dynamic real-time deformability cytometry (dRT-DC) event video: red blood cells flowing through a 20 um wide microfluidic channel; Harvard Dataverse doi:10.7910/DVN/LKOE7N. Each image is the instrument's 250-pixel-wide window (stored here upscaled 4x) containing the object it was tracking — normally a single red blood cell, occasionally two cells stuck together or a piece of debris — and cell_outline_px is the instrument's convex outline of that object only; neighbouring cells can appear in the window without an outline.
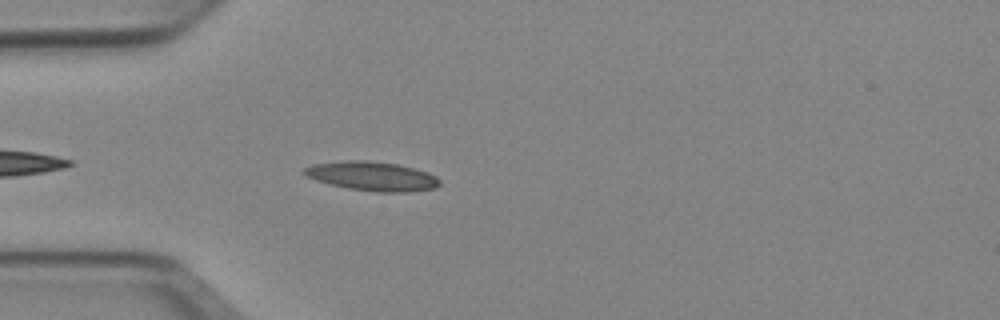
{"species": "Egyptian fruit bat (a non-hibernating species)", "species_latin": "Rousettus aegyptiacus", "temperature_condition": "cold", "stored_images_in_passage": 9, "camera_frame_rate_fps": 3000, "um_per_image_px": 0.085, "animal": {"sex": "female"}, "frame": {"image": 1, "passage_image": 4, "time_ms": 1.0, "image_size_px": [1000, 320], "cell_outline_px": [[440, 184], [436, 188], [408, 192], [376, 192], [348, 188], [316, 180], [308, 176], [304, 172], [304, 168], [312, 164], [344, 160], [368, 160], [396, 164], [428, 172], [436, 176], [440, 180]], "centroid_in_image_um": [31.66, 14.97], "position_along_channel_um": 53.3, "area_um2": 22.89}}
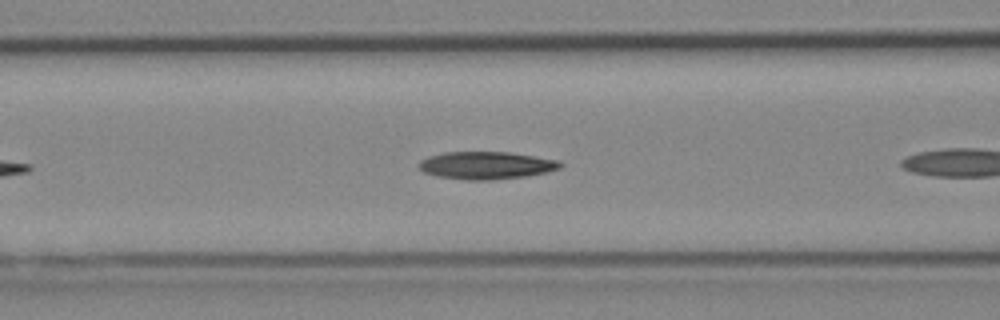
{"frame": {"image": 2, "passage_image": 7, "time_ms": 2.0, "image_size_px": [1000, 320], "cell_outline_px": [[564, 164], [560, 168], [544, 172], [524, 176], [492, 180], [464, 180], [436, 176], [424, 172], [416, 164], [420, 160], [428, 156], [444, 152], [508, 152], [560, 160]], "centroid_in_image_um": [41.29, 14.05], "position_along_channel_um": 125.3, "area_um2": 22.77}}